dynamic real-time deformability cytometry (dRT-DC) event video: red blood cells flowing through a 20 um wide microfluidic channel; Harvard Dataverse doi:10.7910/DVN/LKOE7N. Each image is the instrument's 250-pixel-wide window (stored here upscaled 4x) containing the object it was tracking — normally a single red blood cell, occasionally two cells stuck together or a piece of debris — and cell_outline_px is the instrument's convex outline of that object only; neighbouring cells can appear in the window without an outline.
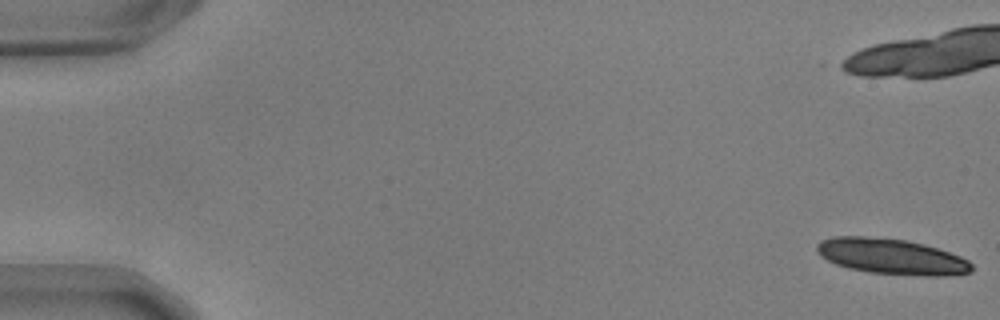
{"species": "common noctule bat (a hibernating species)", "species_latin": "Nyctalus noctula", "temperature_condition": "warm", "stored_images_in_passage": 16, "camera_frame_rate_fps": 3000, "um_per_image_px": 0.085, "animal": {"sex": "male", "body_mass_g": 17.9, "forearm_length_mm": 54.2}, "frame": {"image": 1, "passage_image": 1, "time_ms": 0.0, "image_size_px": [1000, 320], "cell_outline_px": [[972, 272], [944, 276], [924, 276], [872, 272], [848, 268], [836, 264], [820, 256], [816, 248], [816, 244], [820, 240], [832, 236], [864, 236], [908, 240], [924, 244], [960, 256], [968, 260], [972, 264]], "centroid_in_image_um": [75.76, 21.79], "position_along_channel_um": 9.2, "area_um2": 32.14}}